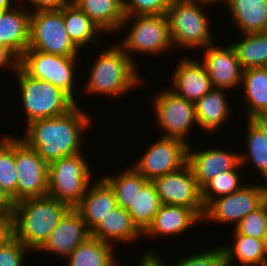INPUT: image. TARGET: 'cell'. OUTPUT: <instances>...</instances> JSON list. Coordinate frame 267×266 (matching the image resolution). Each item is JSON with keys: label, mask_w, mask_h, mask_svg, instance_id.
Returning <instances> with one entry per match:
<instances>
[{"label": "cell", "mask_w": 267, "mask_h": 266, "mask_svg": "<svg viewBox=\"0 0 267 266\" xmlns=\"http://www.w3.org/2000/svg\"><path fill=\"white\" fill-rule=\"evenodd\" d=\"M78 105L64 115L30 122L26 125L24 134L18 137L35 149L47 164L65 156L82 153L85 134L93 127L94 117Z\"/></svg>", "instance_id": "1"}, {"label": "cell", "mask_w": 267, "mask_h": 266, "mask_svg": "<svg viewBox=\"0 0 267 266\" xmlns=\"http://www.w3.org/2000/svg\"><path fill=\"white\" fill-rule=\"evenodd\" d=\"M109 45L110 47L108 44L104 45L107 48L103 47L100 49L101 52L99 51L100 54H96L95 60L90 65L91 68L87 64L86 68L90 70L82 75L85 76L89 72L85 77L87 80L84 82L85 85L79 89L80 95L107 96L109 100L119 99L120 101L122 96H126L127 93L129 96V92H133L137 87L140 89L141 85L144 86L143 78L145 77L141 75L142 71H139L138 65L130 59L116 41Z\"/></svg>", "instance_id": "2"}, {"label": "cell", "mask_w": 267, "mask_h": 266, "mask_svg": "<svg viewBox=\"0 0 267 266\" xmlns=\"http://www.w3.org/2000/svg\"><path fill=\"white\" fill-rule=\"evenodd\" d=\"M70 209L48 195L19 201L11 213L12 235L34 253Z\"/></svg>", "instance_id": "3"}, {"label": "cell", "mask_w": 267, "mask_h": 266, "mask_svg": "<svg viewBox=\"0 0 267 266\" xmlns=\"http://www.w3.org/2000/svg\"><path fill=\"white\" fill-rule=\"evenodd\" d=\"M209 6L216 10L215 4L204 0H175L169 6L166 14L174 52L175 49H183V54L189 51L193 53V50L198 52V49L202 51L216 42L213 36L216 34L214 22L209 11H206V8L211 9Z\"/></svg>", "instance_id": "4"}, {"label": "cell", "mask_w": 267, "mask_h": 266, "mask_svg": "<svg viewBox=\"0 0 267 266\" xmlns=\"http://www.w3.org/2000/svg\"><path fill=\"white\" fill-rule=\"evenodd\" d=\"M129 26V27H128ZM123 32L120 41H116L137 65L136 55L160 57L173 53L167 14L158 15H125L118 31ZM136 52V53H135ZM136 54V55H135ZM149 54V55H148ZM135 57V58H134ZM137 62V63H136Z\"/></svg>", "instance_id": "5"}, {"label": "cell", "mask_w": 267, "mask_h": 266, "mask_svg": "<svg viewBox=\"0 0 267 266\" xmlns=\"http://www.w3.org/2000/svg\"><path fill=\"white\" fill-rule=\"evenodd\" d=\"M14 75L17 77L19 100L22 102V112L25 115V127L30 122L58 117L66 114L76 103L60 88L48 81L34 79L20 67Z\"/></svg>", "instance_id": "6"}, {"label": "cell", "mask_w": 267, "mask_h": 266, "mask_svg": "<svg viewBox=\"0 0 267 266\" xmlns=\"http://www.w3.org/2000/svg\"><path fill=\"white\" fill-rule=\"evenodd\" d=\"M80 58L81 56L67 57L37 50H26L19 58V67L30 77L48 81L55 87L60 88L78 104V101L81 103L78 95L81 91L78 90V87H81L79 85L84 81L83 77L81 78L82 80H78L81 75L79 68ZM76 80L78 82L81 81L79 85Z\"/></svg>", "instance_id": "7"}, {"label": "cell", "mask_w": 267, "mask_h": 266, "mask_svg": "<svg viewBox=\"0 0 267 266\" xmlns=\"http://www.w3.org/2000/svg\"><path fill=\"white\" fill-rule=\"evenodd\" d=\"M83 153L65 156L48 164L47 195L74 208L86 194L95 174ZM91 169V170H90Z\"/></svg>", "instance_id": "8"}, {"label": "cell", "mask_w": 267, "mask_h": 266, "mask_svg": "<svg viewBox=\"0 0 267 266\" xmlns=\"http://www.w3.org/2000/svg\"><path fill=\"white\" fill-rule=\"evenodd\" d=\"M160 90L151 99L153 117L163 132L159 136L177 138L190 145V132L196 127L198 130L199 127L194 103L177 95L170 88L165 87L162 90L160 87Z\"/></svg>", "instance_id": "9"}, {"label": "cell", "mask_w": 267, "mask_h": 266, "mask_svg": "<svg viewBox=\"0 0 267 266\" xmlns=\"http://www.w3.org/2000/svg\"><path fill=\"white\" fill-rule=\"evenodd\" d=\"M253 181L256 183L248 182L240 190L212 200L205 207L202 224L210 222V227L212 223L230 224L234 229L246 215L259 208L267 200V183Z\"/></svg>", "instance_id": "10"}, {"label": "cell", "mask_w": 267, "mask_h": 266, "mask_svg": "<svg viewBox=\"0 0 267 266\" xmlns=\"http://www.w3.org/2000/svg\"><path fill=\"white\" fill-rule=\"evenodd\" d=\"M27 50L67 57L81 56V50L72 42L65 30L63 8L58 11L31 12Z\"/></svg>", "instance_id": "11"}, {"label": "cell", "mask_w": 267, "mask_h": 266, "mask_svg": "<svg viewBox=\"0 0 267 266\" xmlns=\"http://www.w3.org/2000/svg\"><path fill=\"white\" fill-rule=\"evenodd\" d=\"M187 150L188 145L183 140L159 136L131 165L148 181H153L184 166Z\"/></svg>", "instance_id": "12"}, {"label": "cell", "mask_w": 267, "mask_h": 266, "mask_svg": "<svg viewBox=\"0 0 267 266\" xmlns=\"http://www.w3.org/2000/svg\"><path fill=\"white\" fill-rule=\"evenodd\" d=\"M152 182L156 187L161 204L187 207L203 218L205 206L202 200V189L188 163Z\"/></svg>", "instance_id": "13"}, {"label": "cell", "mask_w": 267, "mask_h": 266, "mask_svg": "<svg viewBox=\"0 0 267 266\" xmlns=\"http://www.w3.org/2000/svg\"><path fill=\"white\" fill-rule=\"evenodd\" d=\"M15 167L17 202L47 195L48 164L18 136H15Z\"/></svg>", "instance_id": "14"}, {"label": "cell", "mask_w": 267, "mask_h": 266, "mask_svg": "<svg viewBox=\"0 0 267 266\" xmlns=\"http://www.w3.org/2000/svg\"><path fill=\"white\" fill-rule=\"evenodd\" d=\"M219 45V46H218ZM223 45V46H221ZM217 44V41L201 51V61L204 63L211 80L212 88H220L234 91L241 86L243 68L230 42ZM236 88V89H235Z\"/></svg>", "instance_id": "15"}, {"label": "cell", "mask_w": 267, "mask_h": 266, "mask_svg": "<svg viewBox=\"0 0 267 266\" xmlns=\"http://www.w3.org/2000/svg\"><path fill=\"white\" fill-rule=\"evenodd\" d=\"M201 148L195 146L194 149L190 144L187 150V163L201 189L219 173L234 170L240 164L239 150L231 148L230 151L220 146Z\"/></svg>", "instance_id": "16"}, {"label": "cell", "mask_w": 267, "mask_h": 266, "mask_svg": "<svg viewBox=\"0 0 267 266\" xmlns=\"http://www.w3.org/2000/svg\"><path fill=\"white\" fill-rule=\"evenodd\" d=\"M178 59L168 86L177 95L195 103L212 89L208 71L198 56L194 59L187 53Z\"/></svg>", "instance_id": "17"}, {"label": "cell", "mask_w": 267, "mask_h": 266, "mask_svg": "<svg viewBox=\"0 0 267 266\" xmlns=\"http://www.w3.org/2000/svg\"><path fill=\"white\" fill-rule=\"evenodd\" d=\"M89 236H91V231L87 228L83 218L74 208H71L36 252L39 254L47 252L67 259Z\"/></svg>", "instance_id": "18"}, {"label": "cell", "mask_w": 267, "mask_h": 266, "mask_svg": "<svg viewBox=\"0 0 267 266\" xmlns=\"http://www.w3.org/2000/svg\"><path fill=\"white\" fill-rule=\"evenodd\" d=\"M202 225V218L192 209L183 206L161 204L153 223L143 233V238L156 240L169 236L177 238L189 229Z\"/></svg>", "instance_id": "19"}, {"label": "cell", "mask_w": 267, "mask_h": 266, "mask_svg": "<svg viewBox=\"0 0 267 266\" xmlns=\"http://www.w3.org/2000/svg\"><path fill=\"white\" fill-rule=\"evenodd\" d=\"M230 93L227 89L212 88L194 103L199 130L207 135L216 134L218 129L221 132L223 125L227 126L228 119L235 118L232 117V111H235L231 108L232 103L228 102L232 99Z\"/></svg>", "instance_id": "20"}, {"label": "cell", "mask_w": 267, "mask_h": 266, "mask_svg": "<svg viewBox=\"0 0 267 266\" xmlns=\"http://www.w3.org/2000/svg\"><path fill=\"white\" fill-rule=\"evenodd\" d=\"M30 14V10L20 2L12 9L0 12V45L8 48L18 59L29 48Z\"/></svg>", "instance_id": "21"}, {"label": "cell", "mask_w": 267, "mask_h": 266, "mask_svg": "<svg viewBox=\"0 0 267 266\" xmlns=\"http://www.w3.org/2000/svg\"><path fill=\"white\" fill-rule=\"evenodd\" d=\"M91 236L114 247H117L118 243H122L123 247L144 239L143 232L134 223L128 210L119 206L105 216V219L91 231Z\"/></svg>", "instance_id": "22"}, {"label": "cell", "mask_w": 267, "mask_h": 266, "mask_svg": "<svg viewBox=\"0 0 267 266\" xmlns=\"http://www.w3.org/2000/svg\"><path fill=\"white\" fill-rule=\"evenodd\" d=\"M117 206L112 188L98 176L88 186L86 194L74 209L81 215L87 228L92 231Z\"/></svg>", "instance_id": "23"}, {"label": "cell", "mask_w": 267, "mask_h": 266, "mask_svg": "<svg viewBox=\"0 0 267 266\" xmlns=\"http://www.w3.org/2000/svg\"><path fill=\"white\" fill-rule=\"evenodd\" d=\"M239 34L267 32V0H223Z\"/></svg>", "instance_id": "24"}, {"label": "cell", "mask_w": 267, "mask_h": 266, "mask_svg": "<svg viewBox=\"0 0 267 266\" xmlns=\"http://www.w3.org/2000/svg\"><path fill=\"white\" fill-rule=\"evenodd\" d=\"M63 19L66 32L72 42L82 51L81 54H84L85 48L89 45L88 49L93 44L95 48L99 47V44L102 47L100 41L104 40L101 39V35L106 34L76 4L71 2L63 7Z\"/></svg>", "instance_id": "25"}, {"label": "cell", "mask_w": 267, "mask_h": 266, "mask_svg": "<svg viewBox=\"0 0 267 266\" xmlns=\"http://www.w3.org/2000/svg\"><path fill=\"white\" fill-rule=\"evenodd\" d=\"M231 244L222 243L226 266H267L263 240L239 235L233 228ZM236 263V265H235Z\"/></svg>", "instance_id": "26"}, {"label": "cell", "mask_w": 267, "mask_h": 266, "mask_svg": "<svg viewBox=\"0 0 267 266\" xmlns=\"http://www.w3.org/2000/svg\"><path fill=\"white\" fill-rule=\"evenodd\" d=\"M72 2L98 25L107 34L106 36L118 33L125 18L122 0H72Z\"/></svg>", "instance_id": "27"}, {"label": "cell", "mask_w": 267, "mask_h": 266, "mask_svg": "<svg viewBox=\"0 0 267 266\" xmlns=\"http://www.w3.org/2000/svg\"><path fill=\"white\" fill-rule=\"evenodd\" d=\"M242 105L246 119H251L267 109V67L249 68L243 70L240 86ZM243 91V93H242ZM245 103V104H244Z\"/></svg>", "instance_id": "28"}, {"label": "cell", "mask_w": 267, "mask_h": 266, "mask_svg": "<svg viewBox=\"0 0 267 266\" xmlns=\"http://www.w3.org/2000/svg\"><path fill=\"white\" fill-rule=\"evenodd\" d=\"M244 122L247 124L244 127L246 152H239L240 164L248 168L247 164L251 163L252 170H255L254 175L261 174L257 180L267 183V136L250 119H245Z\"/></svg>", "instance_id": "29"}, {"label": "cell", "mask_w": 267, "mask_h": 266, "mask_svg": "<svg viewBox=\"0 0 267 266\" xmlns=\"http://www.w3.org/2000/svg\"><path fill=\"white\" fill-rule=\"evenodd\" d=\"M113 248V245L89 236L68 256L66 266H112L118 260Z\"/></svg>", "instance_id": "30"}, {"label": "cell", "mask_w": 267, "mask_h": 266, "mask_svg": "<svg viewBox=\"0 0 267 266\" xmlns=\"http://www.w3.org/2000/svg\"><path fill=\"white\" fill-rule=\"evenodd\" d=\"M129 168V169H128ZM101 178L112 188L117 205L125 210L132 207L137 193L141 191L148 180L132 165L118 173L108 175L103 173Z\"/></svg>", "instance_id": "31"}, {"label": "cell", "mask_w": 267, "mask_h": 266, "mask_svg": "<svg viewBox=\"0 0 267 266\" xmlns=\"http://www.w3.org/2000/svg\"><path fill=\"white\" fill-rule=\"evenodd\" d=\"M237 35L231 40L237 59L243 70L267 67V32Z\"/></svg>", "instance_id": "32"}, {"label": "cell", "mask_w": 267, "mask_h": 266, "mask_svg": "<svg viewBox=\"0 0 267 266\" xmlns=\"http://www.w3.org/2000/svg\"><path fill=\"white\" fill-rule=\"evenodd\" d=\"M161 206L160 198L152 181H148L137 193L132 207L128 210L137 227L144 233L153 223Z\"/></svg>", "instance_id": "33"}, {"label": "cell", "mask_w": 267, "mask_h": 266, "mask_svg": "<svg viewBox=\"0 0 267 266\" xmlns=\"http://www.w3.org/2000/svg\"><path fill=\"white\" fill-rule=\"evenodd\" d=\"M17 182L15 136L13 133L10 136L5 133L0 136V183L15 203H17Z\"/></svg>", "instance_id": "34"}, {"label": "cell", "mask_w": 267, "mask_h": 266, "mask_svg": "<svg viewBox=\"0 0 267 266\" xmlns=\"http://www.w3.org/2000/svg\"><path fill=\"white\" fill-rule=\"evenodd\" d=\"M241 168L243 167L239 164L234 170L219 173L202 188V200L205 207L212 200L234 193L248 183L245 179L243 180L246 174H242Z\"/></svg>", "instance_id": "35"}, {"label": "cell", "mask_w": 267, "mask_h": 266, "mask_svg": "<svg viewBox=\"0 0 267 266\" xmlns=\"http://www.w3.org/2000/svg\"><path fill=\"white\" fill-rule=\"evenodd\" d=\"M234 230L239 235L263 240L267 230V200L259 208L246 215Z\"/></svg>", "instance_id": "36"}, {"label": "cell", "mask_w": 267, "mask_h": 266, "mask_svg": "<svg viewBox=\"0 0 267 266\" xmlns=\"http://www.w3.org/2000/svg\"><path fill=\"white\" fill-rule=\"evenodd\" d=\"M210 248H202L201 252H191L183 257H180L171 266H226L225 255L223 248L217 244L216 247L210 245ZM208 249V250H206Z\"/></svg>", "instance_id": "37"}, {"label": "cell", "mask_w": 267, "mask_h": 266, "mask_svg": "<svg viewBox=\"0 0 267 266\" xmlns=\"http://www.w3.org/2000/svg\"><path fill=\"white\" fill-rule=\"evenodd\" d=\"M28 253L35 255L11 234L0 243V266H26L25 264L30 257Z\"/></svg>", "instance_id": "38"}, {"label": "cell", "mask_w": 267, "mask_h": 266, "mask_svg": "<svg viewBox=\"0 0 267 266\" xmlns=\"http://www.w3.org/2000/svg\"><path fill=\"white\" fill-rule=\"evenodd\" d=\"M175 0H122L125 15L165 14Z\"/></svg>", "instance_id": "39"}, {"label": "cell", "mask_w": 267, "mask_h": 266, "mask_svg": "<svg viewBox=\"0 0 267 266\" xmlns=\"http://www.w3.org/2000/svg\"><path fill=\"white\" fill-rule=\"evenodd\" d=\"M19 2L23 3L30 12H39L61 10L63 7L71 3L72 0H19Z\"/></svg>", "instance_id": "40"}, {"label": "cell", "mask_w": 267, "mask_h": 266, "mask_svg": "<svg viewBox=\"0 0 267 266\" xmlns=\"http://www.w3.org/2000/svg\"><path fill=\"white\" fill-rule=\"evenodd\" d=\"M149 248L150 246L146 249V251L144 250V252H142L143 255L140 257L141 259L139 258L137 261V266H168V264L163 260V257H160L162 256L161 254L154 251L155 249H152V247L151 249Z\"/></svg>", "instance_id": "41"}, {"label": "cell", "mask_w": 267, "mask_h": 266, "mask_svg": "<svg viewBox=\"0 0 267 266\" xmlns=\"http://www.w3.org/2000/svg\"><path fill=\"white\" fill-rule=\"evenodd\" d=\"M18 67L19 59L8 48L0 45V70L8 69L15 73Z\"/></svg>", "instance_id": "42"}, {"label": "cell", "mask_w": 267, "mask_h": 266, "mask_svg": "<svg viewBox=\"0 0 267 266\" xmlns=\"http://www.w3.org/2000/svg\"><path fill=\"white\" fill-rule=\"evenodd\" d=\"M12 234L11 212L0 209V243Z\"/></svg>", "instance_id": "43"}, {"label": "cell", "mask_w": 267, "mask_h": 266, "mask_svg": "<svg viewBox=\"0 0 267 266\" xmlns=\"http://www.w3.org/2000/svg\"><path fill=\"white\" fill-rule=\"evenodd\" d=\"M15 202L13 198L4 190L0 183V209L12 213Z\"/></svg>", "instance_id": "44"}, {"label": "cell", "mask_w": 267, "mask_h": 266, "mask_svg": "<svg viewBox=\"0 0 267 266\" xmlns=\"http://www.w3.org/2000/svg\"><path fill=\"white\" fill-rule=\"evenodd\" d=\"M255 125H257L263 133L267 136V109L258 113L250 119Z\"/></svg>", "instance_id": "45"}, {"label": "cell", "mask_w": 267, "mask_h": 266, "mask_svg": "<svg viewBox=\"0 0 267 266\" xmlns=\"http://www.w3.org/2000/svg\"><path fill=\"white\" fill-rule=\"evenodd\" d=\"M19 3V0H0V10L12 9Z\"/></svg>", "instance_id": "46"}, {"label": "cell", "mask_w": 267, "mask_h": 266, "mask_svg": "<svg viewBox=\"0 0 267 266\" xmlns=\"http://www.w3.org/2000/svg\"><path fill=\"white\" fill-rule=\"evenodd\" d=\"M263 243H264V249H265V252L267 255V230H266V233L264 235Z\"/></svg>", "instance_id": "47"}, {"label": "cell", "mask_w": 267, "mask_h": 266, "mask_svg": "<svg viewBox=\"0 0 267 266\" xmlns=\"http://www.w3.org/2000/svg\"><path fill=\"white\" fill-rule=\"evenodd\" d=\"M204 1H208L210 3H213V4L217 5V7H218V5H220V3H222L223 0H204Z\"/></svg>", "instance_id": "48"}, {"label": "cell", "mask_w": 267, "mask_h": 266, "mask_svg": "<svg viewBox=\"0 0 267 266\" xmlns=\"http://www.w3.org/2000/svg\"><path fill=\"white\" fill-rule=\"evenodd\" d=\"M117 264H119V259L112 266H119Z\"/></svg>", "instance_id": "49"}]
</instances>
